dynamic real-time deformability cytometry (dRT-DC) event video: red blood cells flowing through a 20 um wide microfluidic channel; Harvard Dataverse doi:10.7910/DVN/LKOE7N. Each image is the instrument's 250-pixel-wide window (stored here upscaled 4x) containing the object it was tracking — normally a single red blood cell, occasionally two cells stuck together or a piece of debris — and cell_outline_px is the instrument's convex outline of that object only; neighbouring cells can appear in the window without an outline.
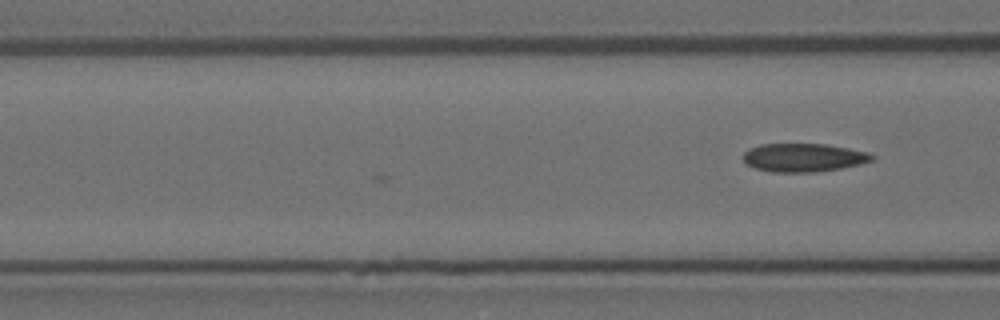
{"species": "Egyptian fruit bat (a non-hibernating species)", "species_latin": "Rousettus aegyptiacus", "temperature_condition": "room temperature", "stored_images_in_passage": 11, "camera_frame_rate_fps": 3000, "um_per_image_px": 0.085, "animal": {"sex": "female"}, "frame": {"image": 1, "passage_image": 11, "time_ms": 3.333, "image_size_px": [1000, 320], "cell_outline_px": [[876, 156], [872, 160], [860, 164], [844, 168], [816, 172], [772, 172], [756, 168], [748, 164], [744, 160], [744, 152], [748, 148], [760, 144], [828, 144], [868, 152]], "centroid_in_image_um": [68.33, 13.39], "position_along_channel_um": 98.3, "area_um2": 21.39}}